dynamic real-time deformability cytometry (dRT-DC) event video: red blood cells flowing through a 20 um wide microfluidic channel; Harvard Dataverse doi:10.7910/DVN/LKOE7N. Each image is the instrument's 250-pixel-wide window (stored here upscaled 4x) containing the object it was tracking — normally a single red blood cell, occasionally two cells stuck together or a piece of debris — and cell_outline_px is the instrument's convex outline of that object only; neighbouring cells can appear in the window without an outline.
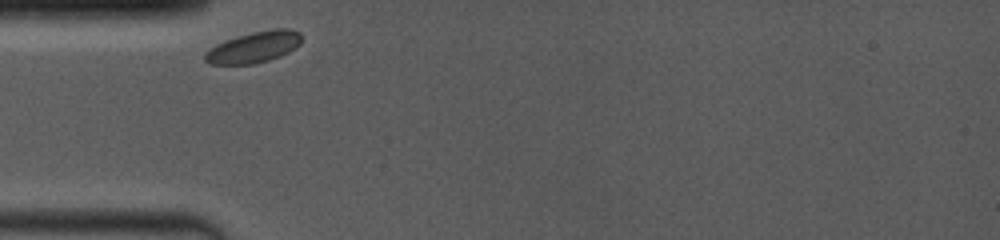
{"species": "common noctule bat (a hibernating species)", "species_latin": "Nyctalus noctula", "temperature_condition": "room temperature", "stored_images_in_passage": 30, "camera_frame_rate_fps": 4000, "um_per_image_px": 0.085, "animal": {"sex": "female", "body_mass_g": 19.0, "forearm_length_mm": 53.3}, "frame": {"image": 1, "passage_image": 1, "time_ms": 0.0, "image_size_px": [1000, 240], "cell_outline_px": [[300, 44], [288, 52], [280, 56], [268, 60], [252, 64], [212, 64], [204, 60], [204, 52], [208, 48], [216, 44], [252, 32], [272, 28], [288, 28], [300, 32]], "centroid_in_image_um": [21.57, 4.0], "position_along_channel_um": 63.4, "area_um2": 17.4}}
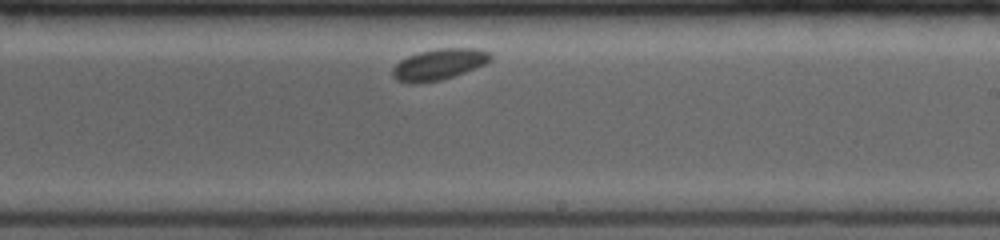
{"frame": {"image": 2, "passage_image": 18, "time_ms": 5.25, "image_size_px": [1000, 240], "cell_outline_px": [[492, 60], [484, 64], [464, 72], [440, 80], [420, 84], [412, 84], [396, 80], [392, 76], [392, 68], [400, 60], [408, 56], [420, 52], [436, 48], [476, 48], [488, 52], [492, 56]], "centroid_in_image_um": [37.27, 5.48], "position_along_channel_um": 251.7, "area_um2": 17.74}}
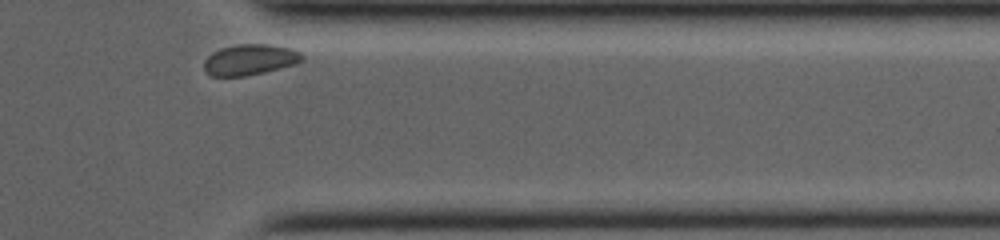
{"frame": {"image": 3, "passage_image": 30, "time_ms": 9.0, "image_size_px": [1000, 240], "cell_outline_px": [[304, 60], [296, 64], [264, 72], [244, 76], [212, 76], [204, 68], [204, 60], [212, 52], [220, 48], [236, 44], [268, 44], [288, 48], [300, 52], [304, 56]], "centroid_in_image_um": [21.25, 5.06], "position_along_channel_um": 390.2, "area_um2": 17.57}, "authors_computed_cell_mechanics": {"area_um2": 17.34, "velocity_mm_per_s": 3.6255, "shape_relaxation_time_tau1_ms": null, "shape_relaxation_time_tau2_ms": 4.45, "deformation_change_tau1": null, "deformation_change_tau2": 0.034}}